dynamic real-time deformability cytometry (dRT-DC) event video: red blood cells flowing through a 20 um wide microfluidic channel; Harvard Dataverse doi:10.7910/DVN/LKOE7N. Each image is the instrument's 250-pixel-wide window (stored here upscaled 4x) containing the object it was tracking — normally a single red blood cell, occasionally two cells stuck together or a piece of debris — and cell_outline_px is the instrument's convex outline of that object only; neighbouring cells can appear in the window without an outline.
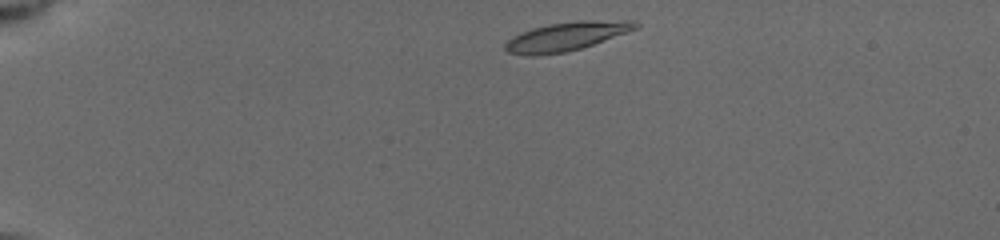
{"species": "common noctule bat (a hibernating species)", "species_latin": "Nyctalus noctula", "temperature_condition": "cold", "stored_images_in_passage": 53, "camera_frame_rate_fps": 3000, "um_per_image_px": 0.085, "animal": {"sex": "female", "body_mass_g": 19.5, "forearm_length_mm": 54.1}, "frame": {"image": 1, "passage_image": 3, "time_ms": 0.333, "image_size_px": [1000, 240], "cell_outline_px": [[640, 24], [636, 28], [592, 44], [580, 48], [564, 52], [536, 56], [528, 56], [508, 52], [504, 48], [504, 44], [508, 40], [532, 28], [548, 24], [576, 20], [632, 20]], "centroid_in_image_um": [48.12, 3.08], "position_along_channel_um": 36.9, "area_um2": 21.44}}
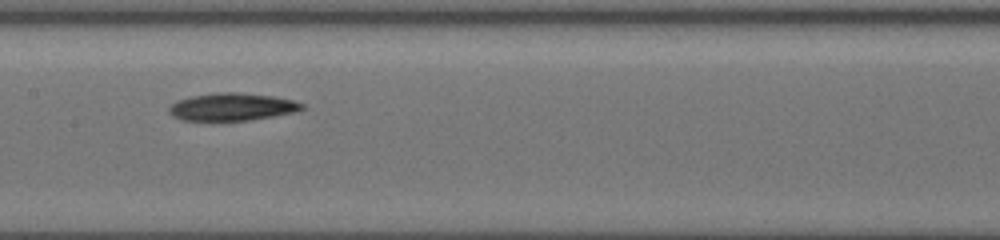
{"frame": {"image": 2, "passage_image": 27, "time_ms": 6.0, "image_size_px": [1000, 240], "cell_outline_px": [[304, 108], [292, 112], [272, 116], [248, 120], [184, 120], [172, 116], [168, 112], [168, 108], [176, 100], [188, 96], [216, 92], [236, 92], [272, 96], [292, 100], [304, 104]], "centroid_in_image_um": [19.65, 9.07], "position_along_channel_um": 187.7, "area_um2": 21.21}}
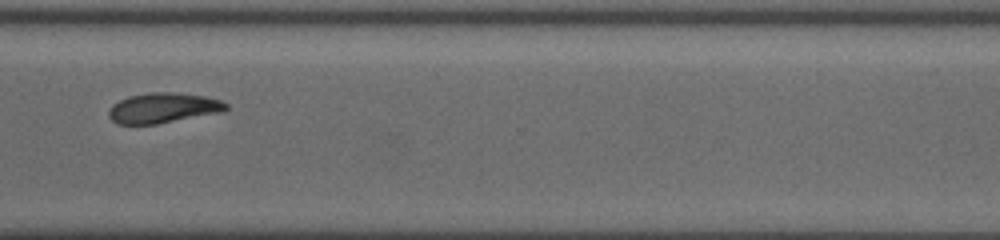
{"frame": {"image": 3, "passage_image": 52, "time_ms": 10.333, "image_size_px": [1000, 240], "cell_outline_px": [[228, 108], [224, 112], [156, 124], [116, 124], [108, 116], [108, 112], [112, 104], [128, 96], [148, 92], [176, 92], [208, 96], [220, 100], [228, 104]], "centroid_in_image_um": [13.89, 9.17], "position_along_channel_um": 356.7, "area_um2": 20.92}}